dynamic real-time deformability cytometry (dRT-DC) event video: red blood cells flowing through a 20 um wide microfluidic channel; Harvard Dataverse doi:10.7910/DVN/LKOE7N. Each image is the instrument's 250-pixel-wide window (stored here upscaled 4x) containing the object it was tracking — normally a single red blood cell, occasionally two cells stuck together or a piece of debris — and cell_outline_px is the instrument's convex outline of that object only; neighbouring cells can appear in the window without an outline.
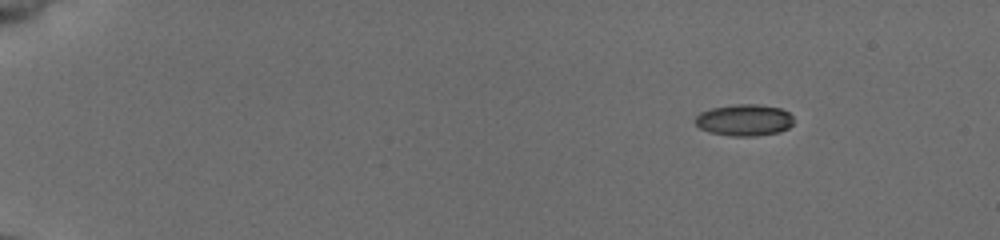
{"species": "common noctule bat (a hibernating species)", "species_latin": "Nyctalus noctula", "temperature_condition": "cold", "stored_images_in_passage": 12, "camera_frame_rate_fps": 3000, "um_per_image_px": 0.085, "animal": {"sex": "female", "body_mass_g": 19.5, "forearm_length_mm": 54.1}, "frame": {"image": 1, "passage_image": 1, "time_ms": 0.0, "image_size_px": [1000, 240], "cell_outline_px": [[792, 124], [788, 128], [780, 132], [756, 136], [732, 136], [708, 132], [700, 128], [692, 120], [700, 112], [712, 108], [732, 104], [760, 104], [780, 108], [788, 112], [792, 116]], "centroid_in_image_um": [63.24, 10.2], "position_along_channel_um": 21.8, "area_um2": 18.32}}